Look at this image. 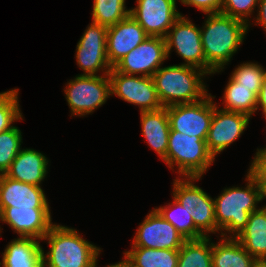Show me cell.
I'll use <instances>...</instances> for the list:
<instances>
[{
	"label": "cell",
	"mask_w": 266,
	"mask_h": 267,
	"mask_svg": "<svg viewBox=\"0 0 266 267\" xmlns=\"http://www.w3.org/2000/svg\"><path fill=\"white\" fill-rule=\"evenodd\" d=\"M210 238L189 239L179 249L177 267H212Z\"/></svg>",
	"instance_id": "obj_25"
},
{
	"label": "cell",
	"mask_w": 266,
	"mask_h": 267,
	"mask_svg": "<svg viewBox=\"0 0 266 267\" xmlns=\"http://www.w3.org/2000/svg\"><path fill=\"white\" fill-rule=\"evenodd\" d=\"M94 267H97V260L95 262ZM106 267H131V266H130L129 262L124 258V260H122L118 263L112 264V265L110 264Z\"/></svg>",
	"instance_id": "obj_39"
},
{
	"label": "cell",
	"mask_w": 266,
	"mask_h": 267,
	"mask_svg": "<svg viewBox=\"0 0 266 267\" xmlns=\"http://www.w3.org/2000/svg\"><path fill=\"white\" fill-rule=\"evenodd\" d=\"M124 255L131 267H177L179 250L132 247Z\"/></svg>",
	"instance_id": "obj_24"
},
{
	"label": "cell",
	"mask_w": 266,
	"mask_h": 267,
	"mask_svg": "<svg viewBox=\"0 0 266 267\" xmlns=\"http://www.w3.org/2000/svg\"><path fill=\"white\" fill-rule=\"evenodd\" d=\"M265 68L258 63L245 62L240 64L231 74V77L245 88H261Z\"/></svg>",
	"instance_id": "obj_32"
},
{
	"label": "cell",
	"mask_w": 266,
	"mask_h": 267,
	"mask_svg": "<svg viewBox=\"0 0 266 267\" xmlns=\"http://www.w3.org/2000/svg\"><path fill=\"white\" fill-rule=\"evenodd\" d=\"M257 267H266V263H260Z\"/></svg>",
	"instance_id": "obj_40"
},
{
	"label": "cell",
	"mask_w": 266,
	"mask_h": 267,
	"mask_svg": "<svg viewBox=\"0 0 266 267\" xmlns=\"http://www.w3.org/2000/svg\"><path fill=\"white\" fill-rule=\"evenodd\" d=\"M48 162L47 158L37 150L21 149L4 175L41 187L40 184L48 172Z\"/></svg>",
	"instance_id": "obj_18"
},
{
	"label": "cell",
	"mask_w": 266,
	"mask_h": 267,
	"mask_svg": "<svg viewBox=\"0 0 266 267\" xmlns=\"http://www.w3.org/2000/svg\"><path fill=\"white\" fill-rule=\"evenodd\" d=\"M111 95L138 105L140 112L154 111L162 108L152 77L125 74L113 68L108 74Z\"/></svg>",
	"instance_id": "obj_8"
},
{
	"label": "cell",
	"mask_w": 266,
	"mask_h": 267,
	"mask_svg": "<svg viewBox=\"0 0 266 267\" xmlns=\"http://www.w3.org/2000/svg\"><path fill=\"white\" fill-rule=\"evenodd\" d=\"M260 108L263 110V115L266 118V73L263 76L262 86L257 96V110Z\"/></svg>",
	"instance_id": "obj_36"
},
{
	"label": "cell",
	"mask_w": 266,
	"mask_h": 267,
	"mask_svg": "<svg viewBox=\"0 0 266 267\" xmlns=\"http://www.w3.org/2000/svg\"><path fill=\"white\" fill-rule=\"evenodd\" d=\"M42 240L50 246L46 254L43 250V267H94L101 253V248L67 226L54 224Z\"/></svg>",
	"instance_id": "obj_4"
},
{
	"label": "cell",
	"mask_w": 266,
	"mask_h": 267,
	"mask_svg": "<svg viewBox=\"0 0 266 267\" xmlns=\"http://www.w3.org/2000/svg\"><path fill=\"white\" fill-rule=\"evenodd\" d=\"M207 20L201 29L206 74L221 72L224 65L242 44L249 25L222 13L206 14Z\"/></svg>",
	"instance_id": "obj_1"
},
{
	"label": "cell",
	"mask_w": 266,
	"mask_h": 267,
	"mask_svg": "<svg viewBox=\"0 0 266 267\" xmlns=\"http://www.w3.org/2000/svg\"><path fill=\"white\" fill-rule=\"evenodd\" d=\"M165 40L168 57L174 47L177 54L185 61L184 65L201 69L206 73L201 29L196 27L191 20L181 14L169 29Z\"/></svg>",
	"instance_id": "obj_10"
},
{
	"label": "cell",
	"mask_w": 266,
	"mask_h": 267,
	"mask_svg": "<svg viewBox=\"0 0 266 267\" xmlns=\"http://www.w3.org/2000/svg\"><path fill=\"white\" fill-rule=\"evenodd\" d=\"M235 239L259 263H266V206L250 213L245 228Z\"/></svg>",
	"instance_id": "obj_20"
},
{
	"label": "cell",
	"mask_w": 266,
	"mask_h": 267,
	"mask_svg": "<svg viewBox=\"0 0 266 267\" xmlns=\"http://www.w3.org/2000/svg\"><path fill=\"white\" fill-rule=\"evenodd\" d=\"M142 135L152 148L164 160L166 158L170 125L166 107L154 111L140 112Z\"/></svg>",
	"instance_id": "obj_19"
},
{
	"label": "cell",
	"mask_w": 266,
	"mask_h": 267,
	"mask_svg": "<svg viewBox=\"0 0 266 267\" xmlns=\"http://www.w3.org/2000/svg\"><path fill=\"white\" fill-rule=\"evenodd\" d=\"M204 75L201 69L179 64L160 67L151 77L162 106L168 107L203 99L208 94Z\"/></svg>",
	"instance_id": "obj_2"
},
{
	"label": "cell",
	"mask_w": 266,
	"mask_h": 267,
	"mask_svg": "<svg viewBox=\"0 0 266 267\" xmlns=\"http://www.w3.org/2000/svg\"><path fill=\"white\" fill-rule=\"evenodd\" d=\"M21 130L13 126L0 133V175L5 174L21 150Z\"/></svg>",
	"instance_id": "obj_29"
},
{
	"label": "cell",
	"mask_w": 266,
	"mask_h": 267,
	"mask_svg": "<svg viewBox=\"0 0 266 267\" xmlns=\"http://www.w3.org/2000/svg\"><path fill=\"white\" fill-rule=\"evenodd\" d=\"M218 108L214 103L213 118L206 139L207 149L214 158L240 137L250 120L245 114Z\"/></svg>",
	"instance_id": "obj_14"
},
{
	"label": "cell",
	"mask_w": 266,
	"mask_h": 267,
	"mask_svg": "<svg viewBox=\"0 0 266 267\" xmlns=\"http://www.w3.org/2000/svg\"><path fill=\"white\" fill-rule=\"evenodd\" d=\"M191 211V216L195 227L205 237L209 236V232H217L214 200H200L198 206L194 209H191Z\"/></svg>",
	"instance_id": "obj_31"
},
{
	"label": "cell",
	"mask_w": 266,
	"mask_h": 267,
	"mask_svg": "<svg viewBox=\"0 0 266 267\" xmlns=\"http://www.w3.org/2000/svg\"><path fill=\"white\" fill-rule=\"evenodd\" d=\"M0 220L7 223L21 237H33L41 240L54 225L50 209L4 208Z\"/></svg>",
	"instance_id": "obj_17"
},
{
	"label": "cell",
	"mask_w": 266,
	"mask_h": 267,
	"mask_svg": "<svg viewBox=\"0 0 266 267\" xmlns=\"http://www.w3.org/2000/svg\"><path fill=\"white\" fill-rule=\"evenodd\" d=\"M260 188V201L266 198V179H256Z\"/></svg>",
	"instance_id": "obj_38"
},
{
	"label": "cell",
	"mask_w": 266,
	"mask_h": 267,
	"mask_svg": "<svg viewBox=\"0 0 266 267\" xmlns=\"http://www.w3.org/2000/svg\"><path fill=\"white\" fill-rule=\"evenodd\" d=\"M64 92L72 115L85 116L105 104L110 91L107 75H78L67 83Z\"/></svg>",
	"instance_id": "obj_6"
},
{
	"label": "cell",
	"mask_w": 266,
	"mask_h": 267,
	"mask_svg": "<svg viewBox=\"0 0 266 267\" xmlns=\"http://www.w3.org/2000/svg\"><path fill=\"white\" fill-rule=\"evenodd\" d=\"M200 177H186L174 179L173 182V198L183 207L194 209L200 203V200H214L205 191L197 185L194 181L199 180Z\"/></svg>",
	"instance_id": "obj_28"
},
{
	"label": "cell",
	"mask_w": 266,
	"mask_h": 267,
	"mask_svg": "<svg viewBox=\"0 0 266 267\" xmlns=\"http://www.w3.org/2000/svg\"><path fill=\"white\" fill-rule=\"evenodd\" d=\"M148 37L130 14L114 26L108 27L106 53L111 67Z\"/></svg>",
	"instance_id": "obj_15"
},
{
	"label": "cell",
	"mask_w": 266,
	"mask_h": 267,
	"mask_svg": "<svg viewBox=\"0 0 266 267\" xmlns=\"http://www.w3.org/2000/svg\"><path fill=\"white\" fill-rule=\"evenodd\" d=\"M107 27L92 22L84 31L76 47V61L84 71L80 75L97 76L101 70L107 75L112 70L106 53Z\"/></svg>",
	"instance_id": "obj_9"
},
{
	"label": "cell",
	"mask_w": 266,
	"mask_h": 267,
	"mask_svg": "<svg viewBox=\"0 0 266 267\" xmlns=\"http://www.w3.org/2000/svg\"><path fill=\"white\" fill-rule=\"evenodd\" d=\"M14 88L0 93V133L13 127V122L23 120L19 108L18 93Z\"/></svg>",
	"instance_id": "obj_30"
},
{
	"label": "cell",
	"mask_w": 266,
	"mask_h": 267,
	"mask_svg": "<svg viewBox=\"0 0 266 267\" xmlns=\"http://www.w3.org/2000/svg\"><path fill=\"white\" fill-rule=\"evenodd\" d=\"M182 4L194 6L205 14L220 13L223 0H180Z\"/></svg>",
	"instance_id": "obj_35"
},
{
	"label": "cell",
	"mask_w": 266,
	"mask_h": 267,
	"mask_svg": "<svg viewBox=\"0 0 266 267\" xmlns=\"http://www.w3.org/2000/svg\"><path fill=\"white\" fill-rule=\"evenodd\" d=\"M221 236L222 240L212 242V267H257L260 264L235 238L222 232Z\"/></svg>",
	"instance_id": "obj_22"
},
{
	"label": "cell",
	"mask_w": 266,
	"mask_h": 267,
	"mask_svg": "<svg viewBox=\"0 0 266 267\" xmlns=\"http://www.w3.org/2000/svg\"><path fill=\"white\" fill-rule=\"evenodd\" d=\"M258 14L256 18V24H260L264 27V30L266 31V0H259L258 3Z\"/></svg>",
	"instance_id": "obj_37"
},
{
	"label": "cell",
	"mask_w": 266,
	"mask_h": 267,
	"mask_svg": "<svg viewBox=\"0 0 266 267\" xmlns=\"http://www.w3.org/2000/svg\"><path fill=\"white\" fill-rule=\"evenodd\" d=\"M247 173L246 188H225L214 199L217 231L229 232L230 238H236L245 228L250 213L259 209L260 188L255 177Z\"/></svg>",
	"instance_id": "obj_3"
},
{
	"label": "cell",
	"mask_w": 266,
	"mask_h": 267,
	"mask_svg": "<svg viewBox=\"0 0 266 267\" xmlns=\"http://www.w3.org/2000/svg\"><path fill=\"white\" fill-rule=\"evenodd\" d=\"M249 172L255 179H266V148L257 149L256 155L249 168Z\"/></svg>",
	"instance_id": "obj_34"
},
{
	"label": "cell",
	"mask_w": 266,
	"mask_h": 267,
	"mask_svg": "<svg viewBox=\"0 0 266 267\" xmlns=\"http://www.w3.org/2000/svg\"><path fill=\"white\" fill-rule=\"evenodd\" d=\"M92 22L111 27L126 18L125 0H93Z\"/></svg>",
	"instance_id": "obj_27"
},
{
	"label": "cell",
	"mask_w": 266,
	"mask_h": 267,
	"mask_svg": "<svg viewBox=\"0 0 266 267\" xmlns=\"http://www.w3.org/2000/svg\"><path fill=\"white\" fill-rule=\"evenodd\" d=\"M130 15L152 37L165 38L174 22L181 16L176 0H136Z\"/></svg>",
	"instance_id": "obj_12"
},
{
	"label": "cell",
	"mask_w": 266,
	"mask_h": 267,
	"mask_svg": "<svg viewBox=\"0 0 266 267\" xmlns=\"http://www.w3.org/2000/svg\"><path fill=\"white\" fill-rule=\"evenodd\" d=\"M132 247L179 250L186 239L154 208L139 225Z\"/></svg>",
	"instance_id": "obj_13"
},
{
	"label": "cell",
	"mask_w": 266,
	"mask_h": 267,
	"mask_svg": "<svg viewBox=\"0 0 266 267\" xmlns=\"http://www.w3.org/2000/svg\"><path fill=\"white\" fill-rule=\"evenodd\" d=\"M7 207L18 209H49L43 189L0 175V212Z\"/></svg>",
	"instance_id": "obj_16"
},
{
	"label": "cell",
	"mask_w": 266,
	"mask_h": 267,
	"mask_svg": "<svg viewBox=\"0 0 266 267\" xmlns=\"http://www.w3.org/2000/svg\"><path fill=\"white\" fill-rule=\"evenodd\" d=\"M159 214L169 221L186 240L205 237L194 225L192 211L183 208L175 199L167 206L155 208Z\"/></svg>",
	"instance_id": "obj_26"
},
{
	"label": "cell",
	"mask_w": 266,
	"mask_h": 267,
	"mask_svg": "<svg viewBox=\"0 0 266 267\" xmlns=\"http://www.w3.org/2000/svg\"><path fill=\"white\" fill-rule=\"evenodd\" d=\"M2 267H43V249L33 237L12 240L2 253Z\"/></svg>",
	"instance_id": "obj_21"
},
{
	"label": "cell",
	"mask_w": 266,
	"mask_h": 267,
	"mask_svg": "<svg viewBox=\"0 0 266 267\" xmlns=\"http://www.w3.org/2000/svg\"><path fill=\"white\" fill-rule=\"evenodd\" d=\"M214 160L207 149L206 140L170 129L167 154L163 161L170 169L176 165L181 177L201 178Z\"/></svg>",
	"instance_id": "obj_5"
},
{
	"label": "cell",
	"mask_w": 266,
	"mask_h": 267,
	"mask_svg": "<svg viewBox=\"0 0 266 267\" xmlns=\"http://www.w3.org/2000/svg\"><path fill=\"white\" fill-rule=\"evenodd\" d=\"M258 3L259 0H223L220 13L250 25L248 16L252 15Z\"/></svg>",
	"instance_id": "obj_33"
},
{
	"label": "cell",
	"mask_w": 266,
	"mask_h": 267,
	"mask_svg": "<svg viewBox=\"0 0 266 267\" xmlns=\"http://www.w3.org/2000/svg\"><path fill=\"white\" fill-rule=\"evenodd\" d=\"M167 58L165 38L149 36L112 68L125 74L151 77Z\"/></svg>",
	"instance_id": "obj_11"
},
{
	"label": "cell",
	"mask_w": 266,
	"mask_h": 267,
	"mask_svg": "<svg viewBox=\"0 0 266 267\" xmlns=\"http://www.w3.org/2000/svg\"><path fill=\"white\" fill-rule=\"evenodd\" d=\"M261 88L240 86L231 76L224 90L225 107L222 110L238 112L249 117L257 111V96Z\"/></svg>",
	"instance_id": "obj_23"
},
{
	"label": "cell",
	"mask_w": 266,
	"mask_h": 267,
	"mask_svg": "<svg viewBox=\"0 0 266 267\" xmlns=\"http://www.w3.org/2000/svg\"><path fill=\"white\" fill-rule=\"evenodd\" d=\"M213 97L207 94L197 102L166 107L170 129L206 140L214 113Z\"/></svg>",
	"instance_id": "obj_7"
}]
</instances>
